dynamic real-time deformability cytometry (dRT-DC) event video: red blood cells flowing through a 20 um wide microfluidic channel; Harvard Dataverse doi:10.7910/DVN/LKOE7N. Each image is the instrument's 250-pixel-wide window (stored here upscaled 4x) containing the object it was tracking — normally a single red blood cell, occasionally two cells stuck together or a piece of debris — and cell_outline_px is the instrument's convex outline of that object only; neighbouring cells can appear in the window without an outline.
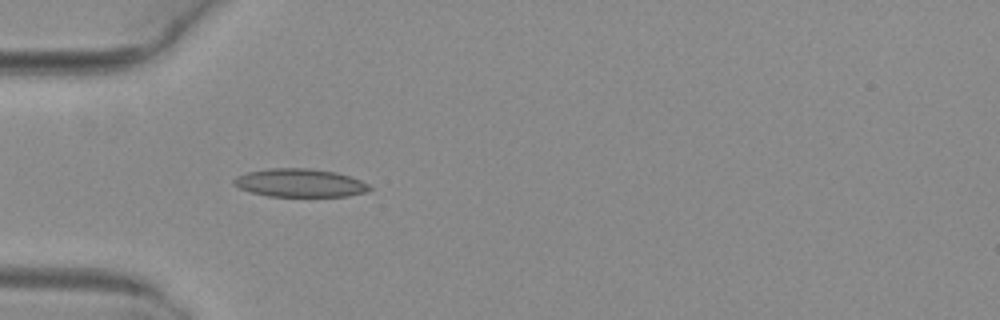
{"species": "common noctule bat (a hibernating species)", "species_latin": "Nyctalus noctula", "temperature_condition": "warm", "stored_images_in_passage": 4, "camera_frame_rate_fps": 3000, "um_per_image_px": 0.085, "animal": {"sex": "female", "body_mass_g": 29.2, "forearm_length_mm": 56.3}, "frame": {"image": 1, "passage_image": 3, "time_ms": 0.667, "image_size_px": [1000, 320], "cell_outline_px": [[372, 188], [368, 192], [348, 196], [268, 196], [252, 192], [240, 188], [232, 184], [232, 180], [236, 176], [248, 172], [268, 168], [312, 168], [336, 172], [360, 180], [368, 184]], "centroid_in_image_um": [25.49, 15.54], "position_along_channel_um": 59.5, "area_um2": 22.37}}
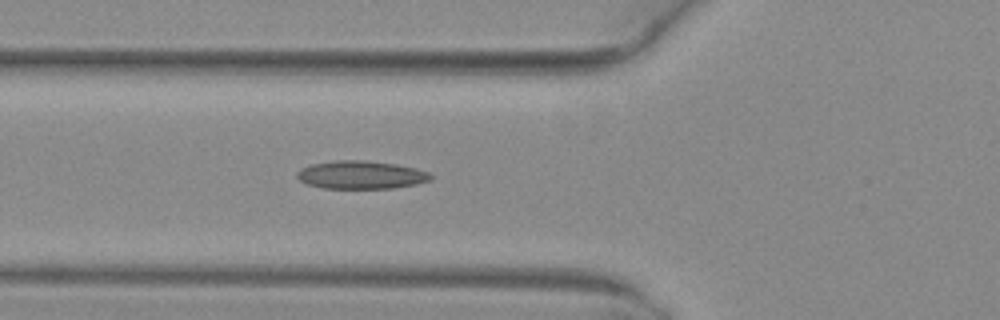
{"frame": {"image": 2, "passage_image": 4, "time_ms": 1.0, "image_size_px": [1000, 320], "cell_outline_px": [[432, 180], [416, 184], [392, 188], [324, 188], [308, 184], [300, 180], [296, 176], [296, 172], [300, 168], [308, 164], [336, 160], [364, 160], [396, 164], [416, 168], [428, 172], [432, 176]], "centroid_in_image_um": [30.66, 14.85], "position_along_channel_um": 95.1, "area_um2": 21.96}}